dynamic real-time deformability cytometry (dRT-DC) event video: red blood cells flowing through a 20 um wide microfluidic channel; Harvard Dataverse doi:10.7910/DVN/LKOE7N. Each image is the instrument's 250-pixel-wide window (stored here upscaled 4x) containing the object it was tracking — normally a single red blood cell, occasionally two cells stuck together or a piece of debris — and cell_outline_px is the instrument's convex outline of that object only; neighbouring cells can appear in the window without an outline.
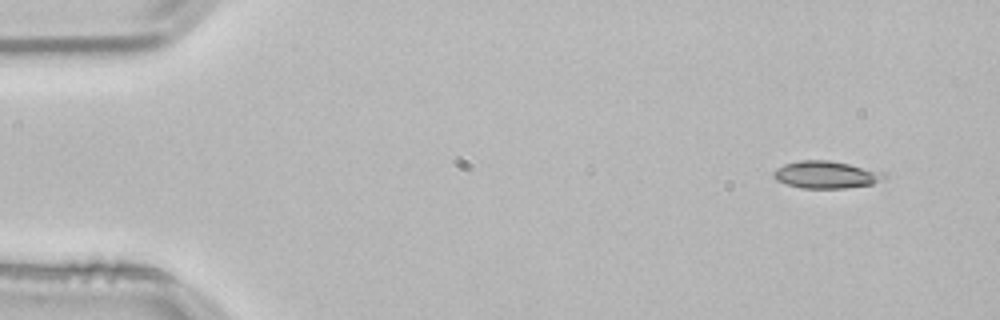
{"species": "common noctule bat (a hibernating species)", "species_latin": "Nyctalus noctula", "temperature_condition": "room temperature", "stored_images_in_passage": 27, "camera_frame_rate_fps": 3000, "um_per_image_px": 0.085, "animal": {"sex": "male", "body_mass_g": 21.5, "forearm_length_mm": 52.0}, "frame": {"image": 1, "passage_image": 1, "time_ms": 0.0, "image_size_px": [1000, 320], "cell_outline_px": [[888, 176], [872, 184], [844, 188], [800, 188], [776, 180], [772, 176], [772, 172], [776, 168], [784, 164], [800, 160], [828, 160], [848, 164], [884, 172]], "centroid_in_image_um": [70.18, 14.85], "position_along_channel_um": 14.8, "area_um2": 17.51}}
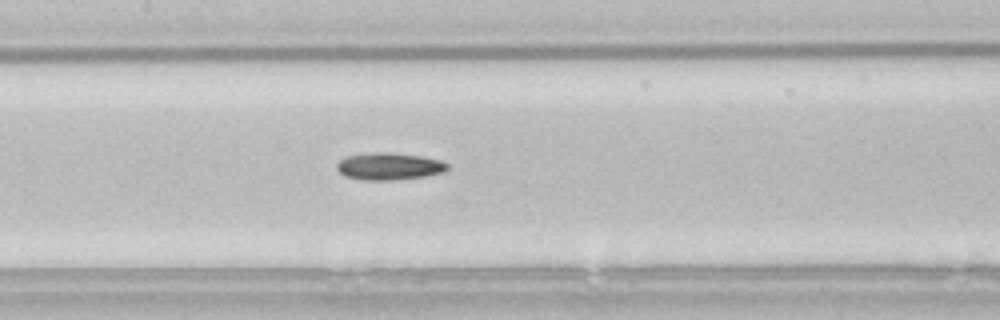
{"frame": {"image": 2, "passage_image": 22, "time_ms": 7.0, "image_size_px": [1000, 320], "cell_outline_px": [[448, 168], [444, 172], [424, 176], [396, 180], [364, 180], [344, 176], [336, 168], [336, 164], [344, 156], [372, 152], [392, 152], [420, 156], [440, 160], [448, 164]], "centroid_in_image_um": [33.04, 14.13], "position_along_channel_um": 174.4, "area_um2": 17.63}}
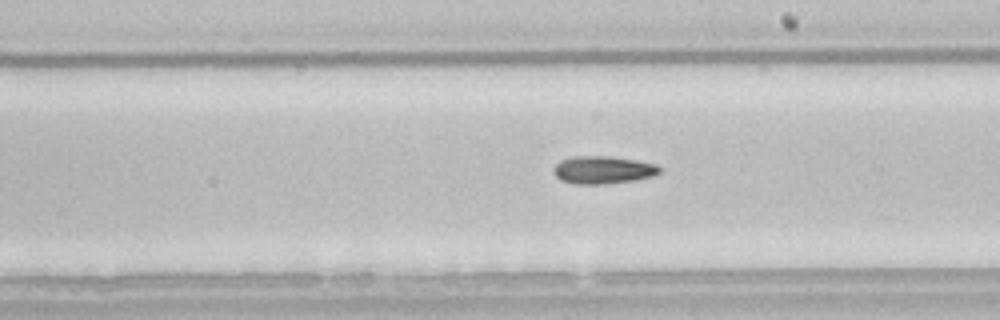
{"frame": {"image": 3, "passage_image": 27, "time_ms": 8.667, "image_size_px": [1000, 320], "cell_outline_px": [[660, 172], [652, 176], [636, 180], [604, 184], [576, 184], [560, 180], [552, 172], [552, 168], [560, 160], [568, 156], [608, 156], [636, 160], [656, 164], [660, 168]], "centroid_in_image_um": [51.2, 14.44], "position_along_channel_um": 237.8, "area_um2": 17.28}}